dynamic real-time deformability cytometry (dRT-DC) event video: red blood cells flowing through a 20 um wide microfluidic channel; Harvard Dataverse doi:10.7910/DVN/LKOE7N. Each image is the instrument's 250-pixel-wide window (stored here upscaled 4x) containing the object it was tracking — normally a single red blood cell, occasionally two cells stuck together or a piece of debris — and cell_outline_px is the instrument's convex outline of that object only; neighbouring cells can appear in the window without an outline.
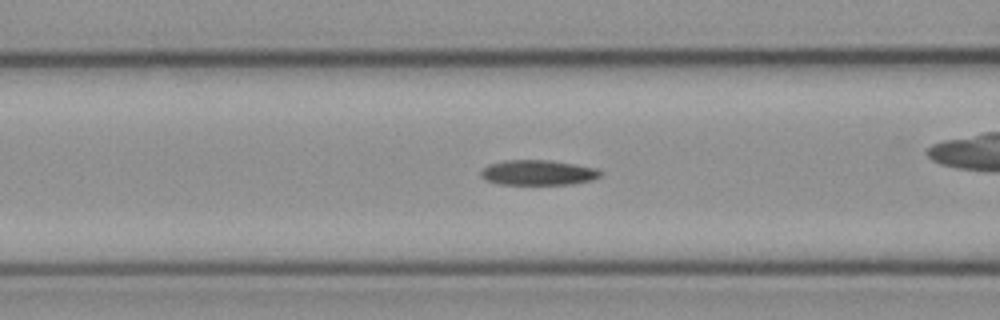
{"species": "common noctule bat (a hibernating species)", "species_latin": "Nyctalus noctula", "temperature_condition": "cold", "stored_images_in_passage": 46, "camera_frame_rate_fps": 3000, "um_per_image_px": 0.085, "animal": {"sex": "female", "body_mass_g": 21.9}, "frame": {"image": 1, "passage_image": 13, "time_ms": 4.0, "image_size_px": [1000, 320], "cell_outline_px": [[604, 172], [600, 176], [592, 180], [572, 184], [500, 184], [484, 180], [480, 176], [480, 172], [488, 164], [504, 160], [548, 160], [596, 168]], "centroid_in_image_um": [45.71, 14.67], "position_along_channel_um": 120.9, "area_um2": 17.51}}
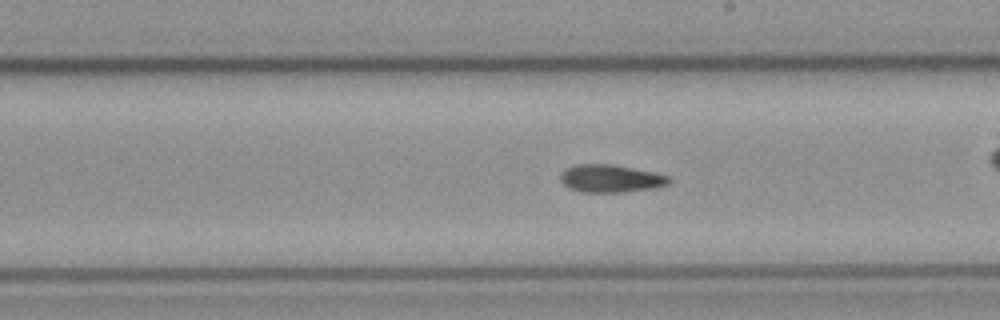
{"frame": {"image": 2, "passage_image": 22, "time_ms": 7.0, "image_size_px": [1000, 320], "cell_outline_px": [[672, 180], [668, 184], [652, 188], [620, 192], [580, 192], [568, 188], [560, 180], [560, 172], [564, 168], [576, 164], [612, 164], [652, 172], [668, 176]], "centroid_in_image_um": [51.83, 15.17], "position_along_channel_um": 237.2, "area_um2": 17.51}}
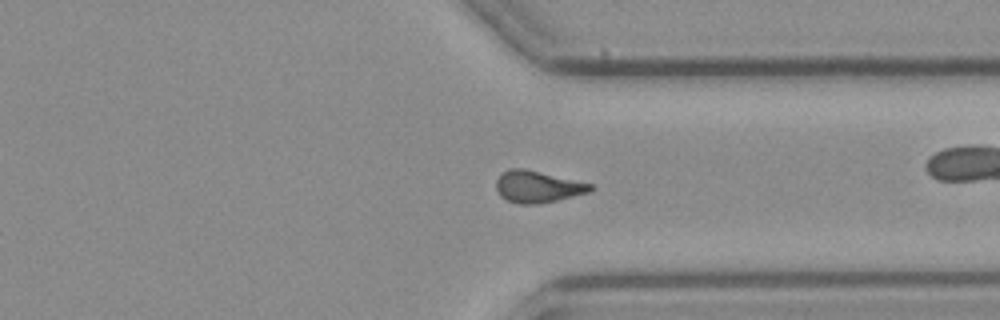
{"frame": {"image": 3, "passage_image": 32, "time_ms": 10.333, "image_size_px": [1000, 320], "cell_outline_px": [[596, 188], [588, 192], [556, 200], [536, 204], [520, 204], [508, 200], [500, 196], [496, 192], [496, 180], [500, 172], [508, 168], [524, 168], [592, 184]], "centroid_in_image_um": [45.64, 15.85], "position_along_channel_um": 365.8, "area_um2": 17.46}, "authors_computed_cell_mechanics": {"area_um2": 17.4845, "velocity_mm_per_s": 3.8611, "shape_relaxation_time_tau1_ms": null, "shape_relaxation_time_tau2_ms": 8.4804, "deformation_change_tau1": null, "deformation_change_tau2": 0.1643}}